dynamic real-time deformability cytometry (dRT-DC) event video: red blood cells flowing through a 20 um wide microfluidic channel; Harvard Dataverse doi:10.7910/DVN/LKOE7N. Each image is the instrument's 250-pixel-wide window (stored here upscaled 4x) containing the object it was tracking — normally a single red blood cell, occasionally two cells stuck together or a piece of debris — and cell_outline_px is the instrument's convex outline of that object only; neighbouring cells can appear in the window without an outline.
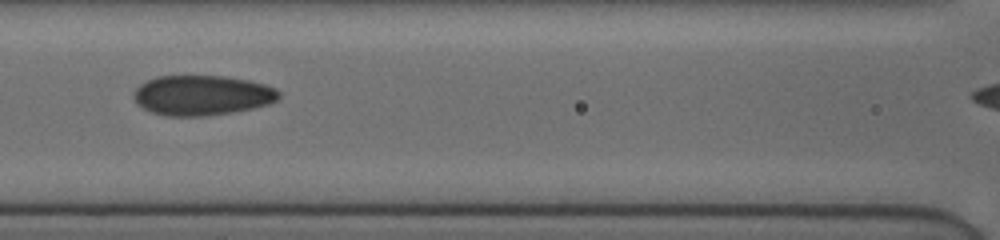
{"species": "human", "species_latin": "Homo sapiens", "temperature_condition": "cold", "stored_images_in_passage": 27, "camera_frame_rate_fps": 3000, "um_per_image_px": 0.085, "donor": {"sex": "female"}, "frame": {"image": 1, "passage_image": 26, "time_ms": 7.667, "image_size_px": [1000, 240], "cell_outline_px": [[280, 96], [276, 100], [268, 104], [252, 108], [232, 112], [208, 116], [164, 116], [152, 112], [136, 104], [132, 96], [132, 92], [140, 84], [156, 76], [228, 76], [248, 80], [264, 84], [276, 88], [280, 92]], "centroid_in_image_um": [17.15, 8.1], "position_along_channel_um": 149.5, "area_um2": 34.1}}